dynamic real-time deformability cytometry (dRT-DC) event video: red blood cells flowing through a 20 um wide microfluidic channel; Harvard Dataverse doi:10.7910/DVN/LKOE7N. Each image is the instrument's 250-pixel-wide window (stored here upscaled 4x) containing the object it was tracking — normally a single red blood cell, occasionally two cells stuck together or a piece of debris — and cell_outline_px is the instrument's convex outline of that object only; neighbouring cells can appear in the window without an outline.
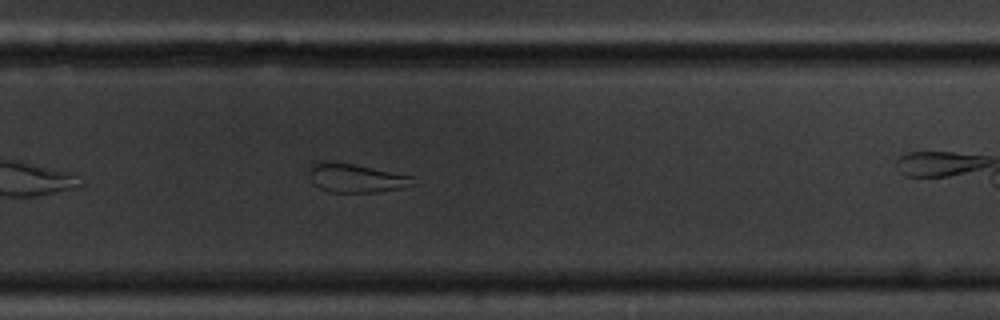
{"species": "common noctule bat (a hibernating species)", "species_latin": "Nyctalus noctula", "temperature_condition": "cold", "stored_images_in_passage": 39, "camera_frame_rate_fps": 3000, "um_per_image_px": 0.085, "animal": {"sex": "male", "body_mass_g": 20.1, "forearm_length_mm": 53.5}, "frame": {"image": 1, "passage_image": 27, "time_ms": 8.667, "image_size_px": [1000, 320], "cell_outline_px": [[412, 184], [400, 188], [376, 192], [328, 192], [320, 188], [312, 180], [308, 172], [308, 168], [312, 160], [328, 160], [352, 164], [412, 176]], "centroid_in_image_um": [30.12, 15.1], "position_along_channel_um": 299.7, "area_um2": 17.34}}
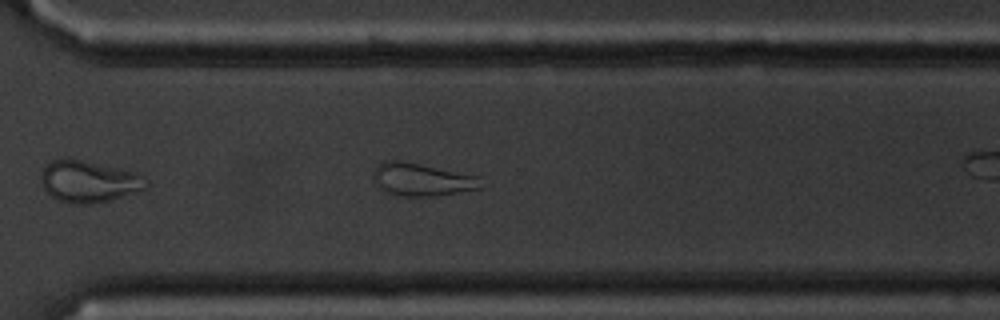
{"frame": {"image": 2, "passage_image": 30, "time_ms": 9.667, "image_size_px": [1000, 320], "cell_outline_px": [[484, 188], [436, 196], [400, 196], [388, 192], [380, 188], [376, 184], [372, 176], [372, 172], [384, 160], [404, 160], [476, 176]], "centroid_in_image_um": [35.83, 15.26], "position_along_channel_um": 334.8, "area_um2": 20.52}}
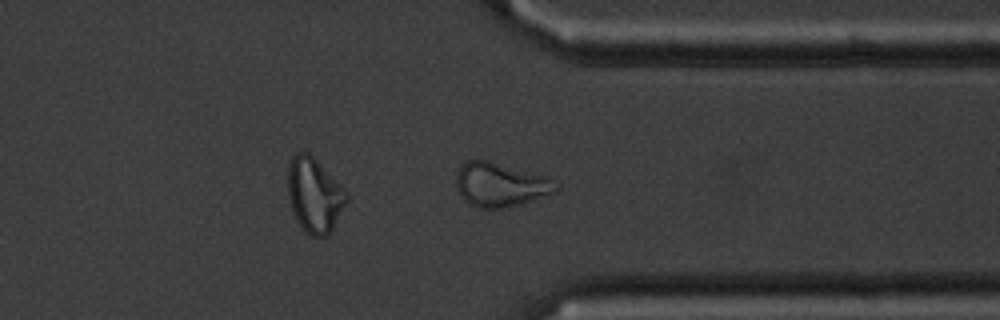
{"frame": {"image": 3, "passage_image": 33, "time_ms": 10.667, "image_size_px": [1000, 320], "cell_outline_px": [[560, 188], [556, 192], [524, 204], [504, 208], [476, 208], [468, 204], [460, 196], [456, 188], [456, 172], [460, 164], [464, 160], [488, 160], [548, 176]], "centroid_in_image_um": [42.51, 15.7], "position_along_channel_um": 368.9, "area_um2": 26.24}}